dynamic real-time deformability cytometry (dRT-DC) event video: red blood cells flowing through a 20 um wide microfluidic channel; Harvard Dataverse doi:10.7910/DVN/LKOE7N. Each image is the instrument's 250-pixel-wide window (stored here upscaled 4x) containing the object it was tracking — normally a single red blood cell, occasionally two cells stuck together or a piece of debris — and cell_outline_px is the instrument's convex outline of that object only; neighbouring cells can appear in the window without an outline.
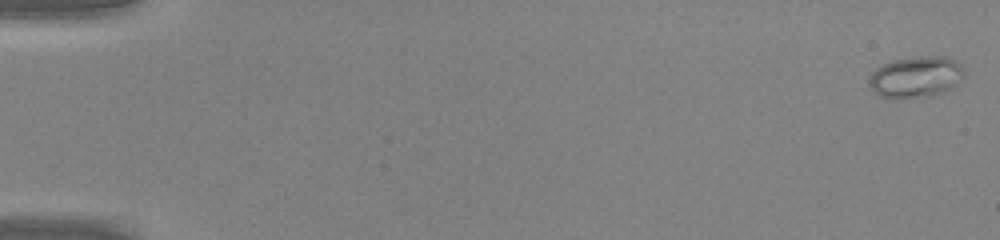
{"species": "common noctule bat (a hibernating species)", "species_latin": "Nyctalus noctula", "temperature_condition": "warm", "stored_images_in_passage": 49, "camera_frame_rate_fps": 3000, "um_per_image_px": 0.085, "animal": {"sex": "male", "body_mass_g": 20.0, "forearm_length_mm": 53.3}, "frame": {"image": 1, "passage_image": 1, "time_ms": 0.0, "image_size_px": [1000, 240], "cell_outline_px": [[964, 76], [952, 88], [936, 96], [900, 100], [892, 100], [880, 96], [872, 92], [868, 84], [868, 80], [872, 72], [876, 68], [892, 60], [920, 56], [944, 56], [956, 60], [964, 68]], "centroid_in_image_um": [77.83, 6.58], "position_along_channel_um": 7.2, "area_um2": 23.7}}
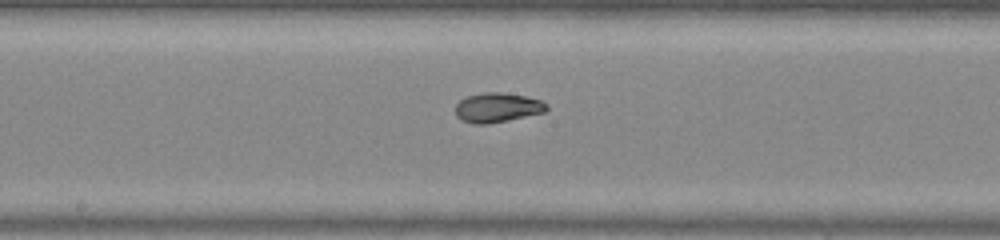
{"frame": {"image": 2, "passage_image": 27, "time_ms": 8.667, "image_size_px": [1000, 240], "cell_outline_px": [[548, 108], [544, 112], [508, 120], [488, 124], [472, 124], [460, 120], [456, 116], [456, 104], [460, 100], [468, 96], [484, 92], [500, 92], [524, 96], [540, 100], [548, 104]], "centroid_in_image_um": [42.25, 9.15], "position_along_channel_um": 206.0, "area_um2": 15.66}}
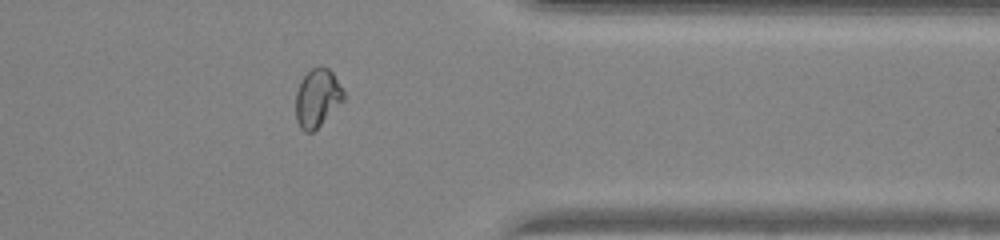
{"frame": {"image": 3, "passage_image": 40, "time_ms": 13.0, "image_size_px": [1000, 240], "cell_outline_px": [[344, 100], [312, 132], [304, 132], [300, 128], [296, 120], [296, 92], [300, 80], [312, 68], [320, 64], [328, 68], [332, 72], [344, 92]], "centroid_in_image_um": [26.95, 8.3], "position_along_channel_um": 384.4, "area_um2": 16.13}, "authors_computed_cell_mechanics": {"area_um2": 16.8198, "velocity_mm_per_s": 4.3236, "shape_relaxation_time_tau1_ms": 7.3034, "shape_relaxation_time_tau2_ms": 0.931, "deformation_change_tau1": 0.2396, "deformation_change_tau2": 0.0401}}